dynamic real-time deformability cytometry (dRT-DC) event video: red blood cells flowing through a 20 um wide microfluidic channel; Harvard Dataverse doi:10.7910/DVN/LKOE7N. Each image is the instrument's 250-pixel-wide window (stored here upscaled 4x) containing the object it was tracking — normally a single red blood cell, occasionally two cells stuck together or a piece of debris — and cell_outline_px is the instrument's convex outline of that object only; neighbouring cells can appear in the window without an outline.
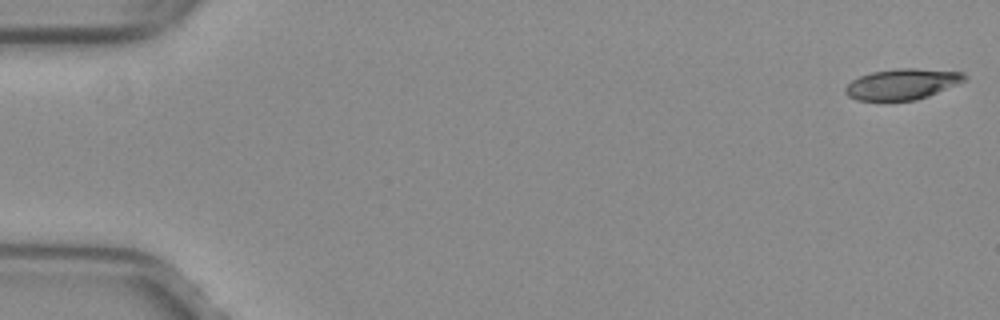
{"species": "common noctule bat (a hibernating species)", "species_latin": "Nyctalus noctula", "temperature_condition": "warm", "stored_images_in_passage": 52, "camera_frame_rate_fps": 3000, "um_per_image_px": 0.085, "animal": {"sex": "female", "body_mass_g": 29.2, "forearm_length_mm": 56.3}, "frame": {"image": 1, "passage_image": 1, "time_ms": 0.0, "image_size_px": [1000, 320], "cell_outline_px": [[968, 80], [928, 96], [916, 100], [856, 100], [848, 96], [844, 92], [844, 88], [852, 80], [860, 76], [872, 72], [900, 68], [916, 68], [964, 72], [968, 76]], "centroid_in_image_um": [76.72, 7.14], "position_along_channel_um": 8.3, "area_um2": 21.44}}
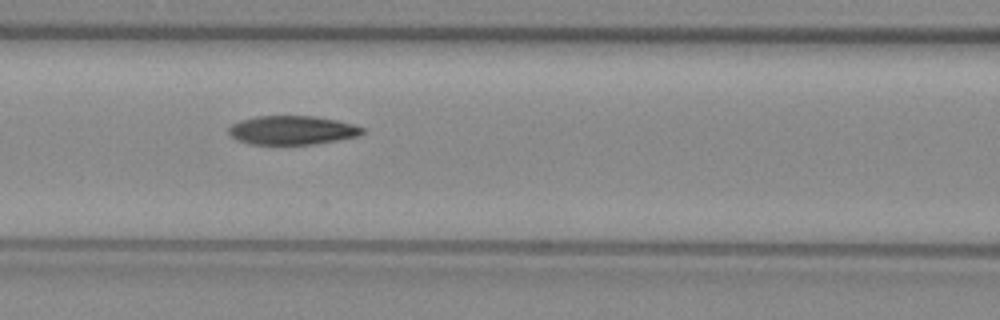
{"frame": {"image": 2, "passage_image": 23, "time_ms": 7.333, "image_size_px": [1000, 320], "cell_outline_px": [[364, 132], [356, 136], [336, 140], [312, 144], [248, 144], [236, 140], [228, 132], [228, 128], [232, 124], [240, 120], [256, 116], [316, 116], [356, 124], [364, 128]], "centroid_in_image_um": [24.81, 11.06], "position_along_channel_um": 141.8, "area_um2": 22.48}}
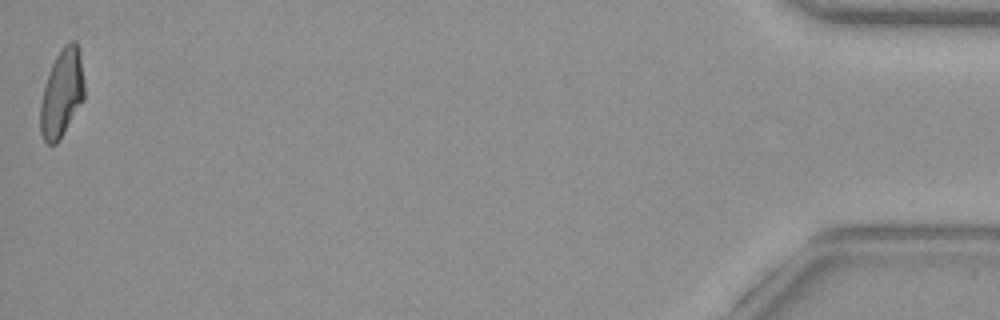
{"frame": {"image": 3, "passage_image": 52, "time_ms": 17.0, "image_size_px": [1000, 320], "cell_outline_px": [[84, 100], [56, 144], [48, 144], [44, 140], [40, 132], [40, 104], [44, 88], [52, 64], [56, 56], [64, 44], [72, 40], [76, 40], [80, 56], [84, 84]], "centroid_in_image_um": [5.26, 7.92], "position_along_channel_um": 429.9, "area_um2": 22.25}, "authors_computed_cell_mechanics": {"area_um2": 22.8599, "velocity_mm_per_s": 4.0048, "shape_relaxation_time_tau1_ms": null, "shape_relaxation_time_tau2_ms": 3.1134, "deformation_change_tau1": null, "deformation_change_tau2": 0.1061}}